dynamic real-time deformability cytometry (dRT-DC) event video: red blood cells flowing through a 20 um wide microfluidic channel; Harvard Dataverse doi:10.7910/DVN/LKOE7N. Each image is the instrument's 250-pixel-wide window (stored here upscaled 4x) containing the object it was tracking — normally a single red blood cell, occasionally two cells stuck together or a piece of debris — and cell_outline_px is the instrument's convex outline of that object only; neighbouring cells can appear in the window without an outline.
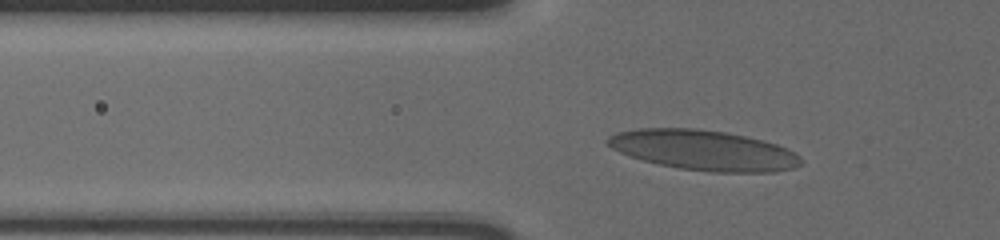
{"species": "human", "species_latin": "Homo sapiens", "temperature_condition": "cold", "stored_images_in_passage": 34, "camera_frame_rate_fps": 3000, "um_per_image_px": 0.085, "donor": {"sex": "male"}, "frame": {"image": 1, "passage_image": 2, "time_ms": 0.333, "image_size_px": [1000, 240], "cell_outline_px": [[800, 164], [792, 168], [776, 172], [708, 172], [680, 168], [660, 164], [644, 160], [620, 152], [612, 148], [604, 140], [608, 136], [616, 132], [640, 128], [696, 128], [724, 132], [764, 140], [788, 148], [800, 156]], "centroid_in_image_um": [59.81, 12.76], "position_along_channel_um": 66.0, "area_um2": 45.08}}
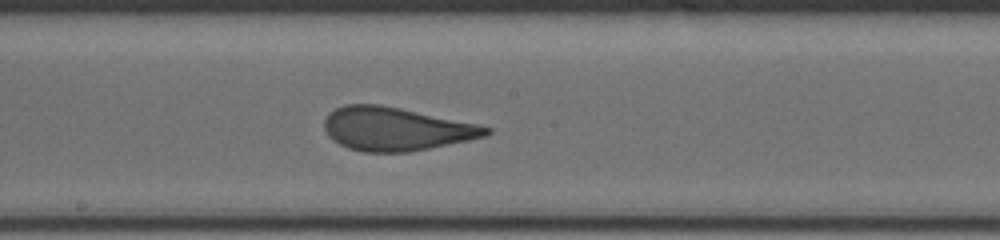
{"frame": {"image": 2, "passage_image": 15, "time_ms": 4.667, "image_size_px": [1000, 240], "cell_outline_px": [[492, 132], [488, 136], [408, 152], [364, 152], [348, 148], [340, 144], [328, 136], [324, 128], [324, 120], [328, 112], [344, 104], [380, 104], [480, 124], [492, 128]], "centroid_in_image_um": [33.65, 10.95], "position_along_channel_um": 214.5, "area_um2": 40.98}}
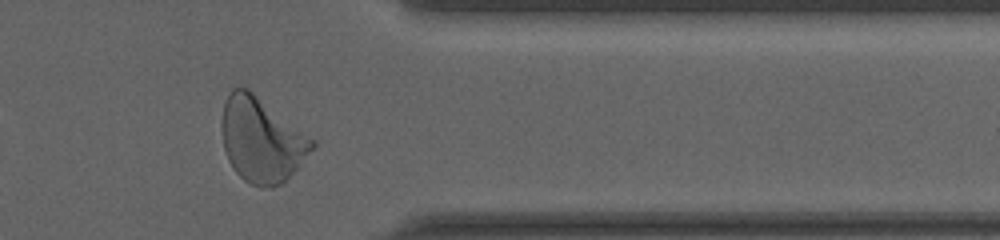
{"frame": {"image": 3, "passage_image": 30, "time_ms": 9.667, "image_size_px": [1000, 240], "cell_outline_px": [[316, 144], [296, 168], [280, 184], [272, 188], [260, 188], [244, 180], [232, 168], [228, 160], [224, 148], [224, 100], [232, 88], [248, 88], [316, 140]], "centroid_in_image_um": [22.25, 11.89], "position_along_channel_um": 389.2, "area_um2": 43.87}, "authors_computed_cell_mechanics": {"area_um2": 41.1536, "velocity_mm_per_s": 3.6185, "shape_relaxation_time_tau1_ms": 5.999, "shape_relaxation_time_tau2_ms": 0.636, "deformation_change_tau1": 0.2033, "deformation_change_tau2": 0.0704}}